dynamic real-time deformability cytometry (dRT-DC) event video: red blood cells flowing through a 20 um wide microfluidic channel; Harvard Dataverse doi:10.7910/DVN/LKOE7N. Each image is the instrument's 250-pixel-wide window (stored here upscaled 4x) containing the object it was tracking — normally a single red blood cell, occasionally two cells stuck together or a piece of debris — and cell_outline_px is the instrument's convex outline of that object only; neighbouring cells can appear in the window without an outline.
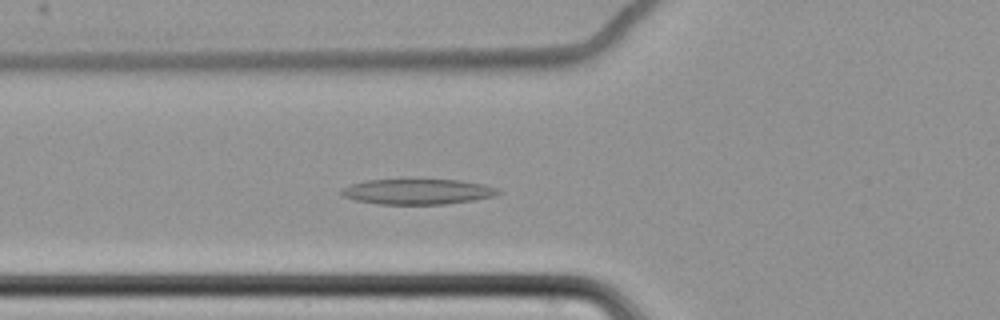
{"species": "common noctule bat (a hibernating species)", "species_latin": "Nyctalus noctula", "temperature_condition": "cold", "stored_images_in_passage": 64, "camera_frame_rate_fps": 3000, "um_per_image_px": 0.085, "animal": {"sex": "female", "body_mass_g": 22.7, "forearm_length_mm": 54.2}, "frame": {"image": 1, "passage_image": 26, "time_ms": 8.333, "image_size_px": [1000, 320], "cell_outline_px": [[504, 192], [496, 196], [448, 204], [376, 204], [356, 200], [340, 196], [340, 192], [344, 188], [352, 184], [368, 180], [460, 180], [484, 184], [496, 188]], "centroid_in_image_um": [35.53, 16.3], "position_along_channel_um": 90.3, "area_um2": 23.18}}
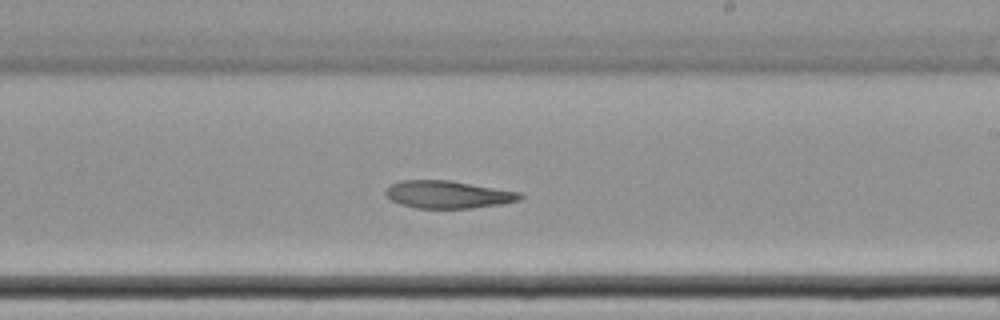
{"frame": {"image": 2, "passage_image": 40, "time_ms": 13.0, "image_size_px": [1000, 320], "cell_outline_px": [[524, 196], [520, 200], [500, 204], [472, 208], [416, 208], [400, 204], [388, 200], [384, 192], [392, 184], [400, 180], [448, 180], [520, 192]], "centroid_in_image_um": [38.04, 16.54], "position_along_channel_um": 251.0, "area_um2": 21.56}}
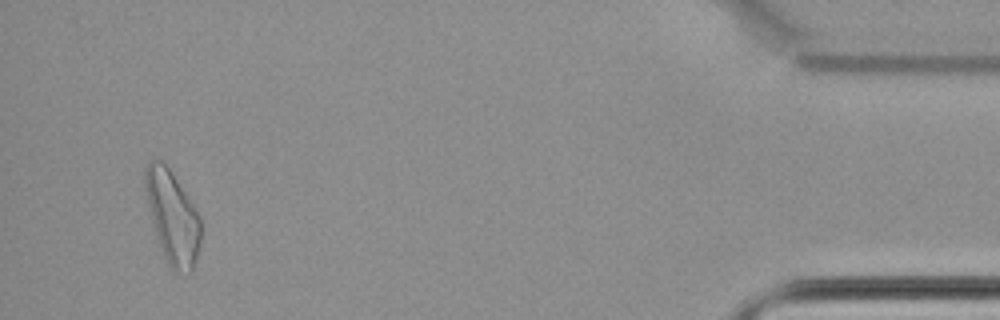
{"frame": {"image": 3, "passage_image": 61, "time_ms": 20.0, "image_size_px": [1000, 320], "cell_outline_px": [[200, 244], [196, 260], [192, 272], [176, 272], [168, 268], [152, 220], [148, 204], [144, 184], [144, 168], [148, 160], [160, 160], [168, 168], [188, 196], [200, 216]], "centroid_in_image_um": [14.66, 18.47], "position_along_channel_um": 420.5, "area_um2": 29.71}}